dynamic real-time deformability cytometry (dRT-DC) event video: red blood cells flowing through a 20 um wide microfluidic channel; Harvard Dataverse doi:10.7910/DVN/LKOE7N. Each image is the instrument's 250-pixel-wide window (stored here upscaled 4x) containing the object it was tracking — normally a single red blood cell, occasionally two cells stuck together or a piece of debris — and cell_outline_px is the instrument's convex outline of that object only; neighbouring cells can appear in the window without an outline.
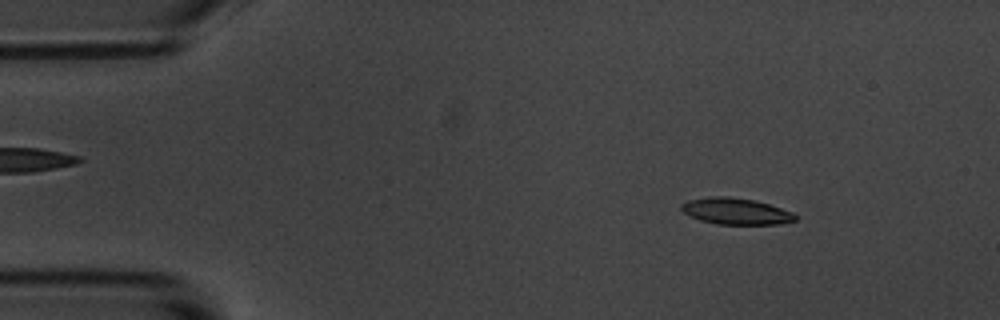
{"species": "common noctule bat (a hibernating species)", "species_latin": "Nyctalus noctula", "temperature_condition": "room temperature", "stored_images_in_passage": 9, "camera_frame_rate_fps": 3000, "um_per_image_px": 0.085, "animal": {"sex": "male", "body_mass_g": 20.1, "forearm_length_mm": 53.5}, "frame": {"image": 1, "passage_image": 1, "time_ms": 0.0, "image_size_px": [1000, 320], "cell_outline_px": [[796, 220], [776, 224], [716, 224], [700, 220], [688, 216], [680, 208], [680, 204], [688, 200], [712, 196], [728, 196], [756, 200], [792, 212], [796, 216]], "centroid_in_image_um": [62.49, 17.95], "position_along_channel_um": 22.5, "area_um2": 17.51}}
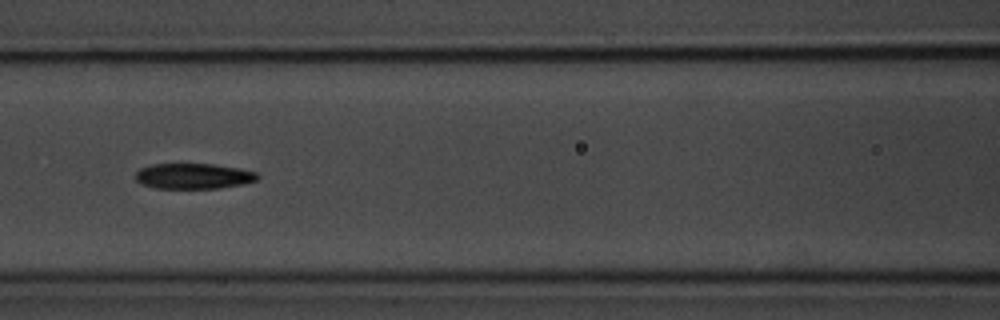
{"frame": {"image": 2, "passage_image": 6, "time_ms": 5.667, "image_size_px": [1000, 320], "cell_outline_px": [[260, 176], [256, 180], [244, 184], [220, 188], [156, 188], [140, 184], [136, 180], [136, 172], [140, 168], [152, 164], [216, 164], [240, 168], [256, 172]], "centroid_in_image_um": [16.46, 14.96], "position_along_channel_um": 150.1, "area_um2": 18.26}}
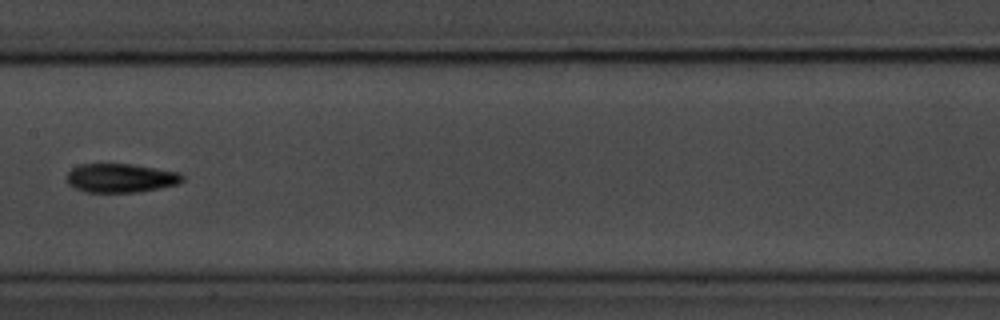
{"frame": {"image": 3, "passage_image": 7, "time_ms": 7.0, "image_size_px": [1000, 320], "cell_outline_px": [[184, 180], [176, 184], [160, 188], [136, 192], [84, 192], [68, 184], [68, 172], [72, 168], [80, 164], [132, 164], [180, 172], [184, 176]], "centroid_in_image_um": [10.28, 15.13], "position_along_channel_um": 197.1, "area_um2": 19.42}}